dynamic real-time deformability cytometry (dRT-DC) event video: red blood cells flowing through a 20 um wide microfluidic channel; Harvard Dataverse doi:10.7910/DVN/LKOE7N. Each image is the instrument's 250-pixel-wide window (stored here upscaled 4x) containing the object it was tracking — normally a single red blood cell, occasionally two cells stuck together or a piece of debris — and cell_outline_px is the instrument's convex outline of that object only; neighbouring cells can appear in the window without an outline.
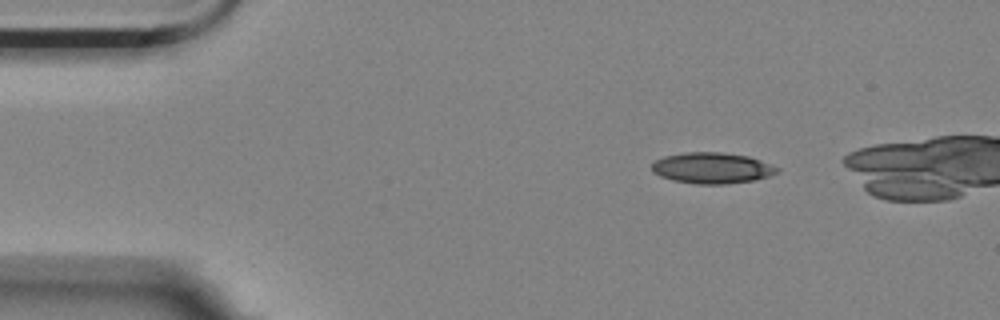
{"species": "Egyptian fruit bat (a non-hibernating species)", "species_latin": "Rousettus aegyptiacus", "temperature_condition": "room temperature", "stored_images_in_passage": 3, "camera_frame_rate_fps": 3000, "um_per_image_px": 0.085, "animal": {"sex": "female"}, "frame": {"image": 1, "passage_image": 1, "time_ms": 0.0, "image_size_px": [1000, 320], "cell_outline_px": [[780, 172], [756, 180], [728, 184], [696, 184], [672, 180], [660, 176], [652, 172], [652, 164], [656, 160], [664, 156], [684, 152], [724, 152], [748, 156], [772, 164], [780, 168]], "centroid_in_image_um": [60.55, 14.28], "position_along_channel_um": 24.5, "area_um2": 22.89}}